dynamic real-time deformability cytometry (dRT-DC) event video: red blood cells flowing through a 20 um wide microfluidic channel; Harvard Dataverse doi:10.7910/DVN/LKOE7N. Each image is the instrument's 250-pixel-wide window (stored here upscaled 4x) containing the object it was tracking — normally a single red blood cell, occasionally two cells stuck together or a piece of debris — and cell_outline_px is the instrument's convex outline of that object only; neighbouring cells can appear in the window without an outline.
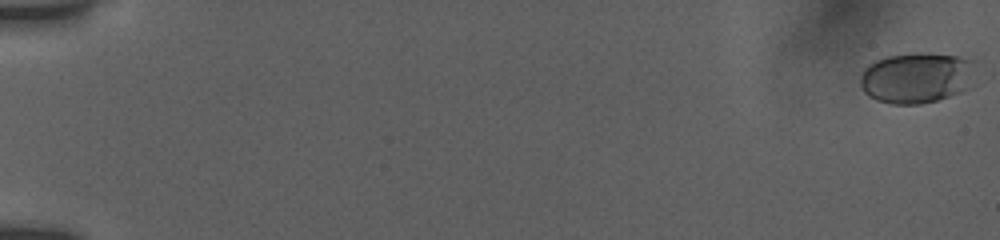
{"species": "human", "species_latin": "Homo sapiens", "temperature_condition": "room temperature", "stored_images_in_passage": 18, "camera_frame_rate_fps": 3000, "um_per_image_px": 0.085, "donor": {"sex": "female"}, "frame": {"image": 1, "passage_image": 1, "time_ms": 0.0, "image_size_px": [1000, 240], "cell_outline_px": [[976, 60], [972, 88], [936, 100], [920, 104], [892, 104], [876, 100], [868, 96], [864, 92], [860, 84], [860, 76], [864, 68], [868, 64], [876, 60], [888, 56], [960, 56]], "centroid_in_image_um": [77.94, 6.66], "position_along_channel_um": 7.1, "area_um2": 33.7}}
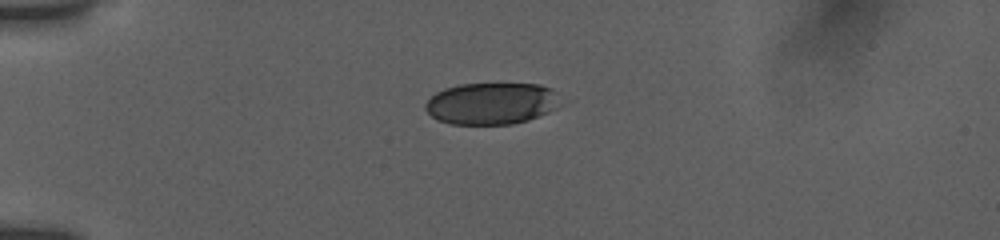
{"frame": {"image": 2, "passage_image": 12, "time_ms": 5.0, "image_size_px": [1000, 240], "cell_outline_px": [[556, 108], [548, 112], [528, 120], [512, 124], [452, 124], [436, 120], [424, 108], [424, 104], [436, 92], [444, 88], [460, 84], [540, 84], [552, 88]], "centroid_in_image_um": [41.69, 8.8], "position_along_channel_um": 43.3, "area_um2": 32.48}}